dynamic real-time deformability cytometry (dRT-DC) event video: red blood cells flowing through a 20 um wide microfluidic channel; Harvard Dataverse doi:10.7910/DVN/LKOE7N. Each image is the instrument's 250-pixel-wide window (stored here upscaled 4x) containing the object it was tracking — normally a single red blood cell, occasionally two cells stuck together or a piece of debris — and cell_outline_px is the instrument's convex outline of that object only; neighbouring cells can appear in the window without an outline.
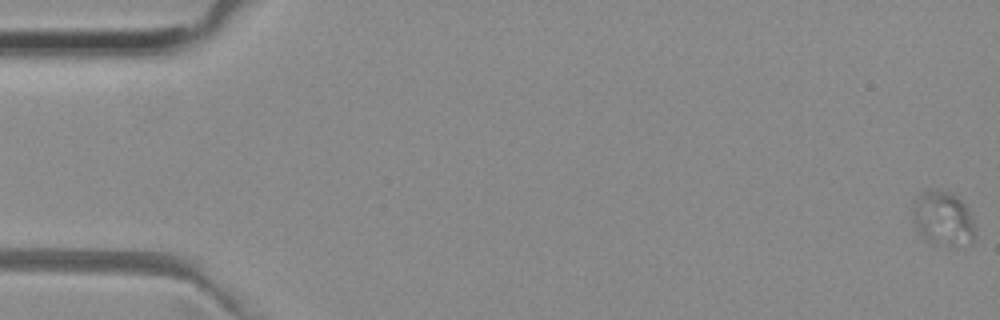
{"species": "common noctule bat (a hibernating species)", "species_latin": "Nyctalus noctula", "temperature_condition": "room temperature", "stored_images_in_passage": 54, "camera_frame_rate_fps": 3000, "um_per_image_px": 0.085, "animal": {"sex": "female", "body_mass_g": 29.2, "forearm_length_mm": 56.3}, "frame": {"image": 1, "passage_image": 1, "time_ms": 0.0, "image_size_px": [1000, 320], "cell_outline_px": [[972, 244], [964, 248], [948, 248], [932, 244], [924, 240], [920, 236], [916, 228], [912, 212], [912, 200], [924, 188], [936, 188], [952, 192], [968, 208], [972, 220]], "centroid_in_image_um": [80.1, 18.59], "position_along_channel_um": 4.9, "area_um2": 20.87}}
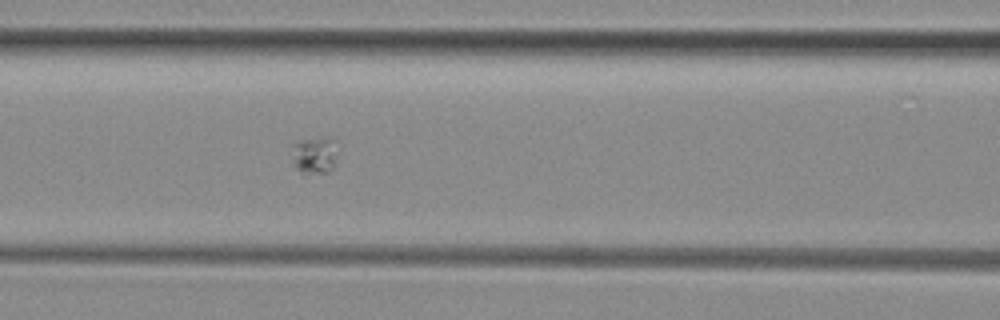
{"frame": {"image": 2, "passage_image": 24, "time_ms": 7.667, "image_size_px": [1000, 320], "cell_outline_px": [[336, 160], [332, 168], [328, 172], [308, 176], [304, 176], [292, 164], [292, 144], [296, 140], [320, 136], [332, 136], [336, 140]], "centroid_in_image_um": [26.72, 13.17], "position_along_channel_um": 139.9, "area_um2": 10.81}}
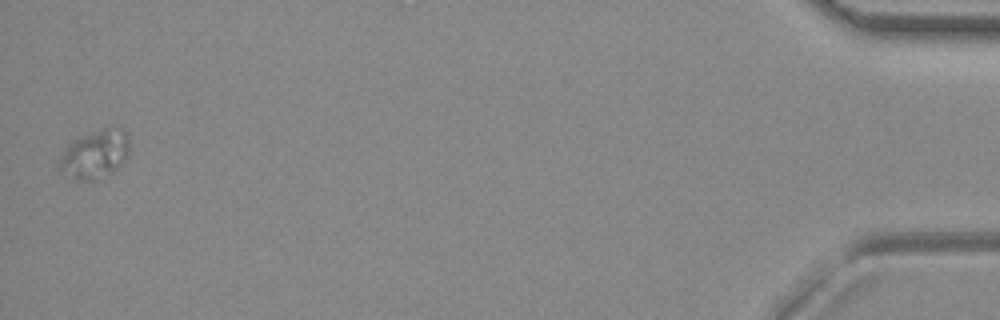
{"frame": {"image": 3, "passage_image": 54, "time_ms": 17.667, "image_size_px": [1000, 320], "cell_outline_px": [[128, 156], [112, 172], [92, 180], [76, 180], [64, 176], [60, 172], [60, 160], [64, 152], [72, 140], [80, 136], [104, 128], [124, 128], [128, 132]], "centroid_in_image_um": [8.07, 13.1], "position_along_channel_um": 427.1, "area_um2": 19.59}}